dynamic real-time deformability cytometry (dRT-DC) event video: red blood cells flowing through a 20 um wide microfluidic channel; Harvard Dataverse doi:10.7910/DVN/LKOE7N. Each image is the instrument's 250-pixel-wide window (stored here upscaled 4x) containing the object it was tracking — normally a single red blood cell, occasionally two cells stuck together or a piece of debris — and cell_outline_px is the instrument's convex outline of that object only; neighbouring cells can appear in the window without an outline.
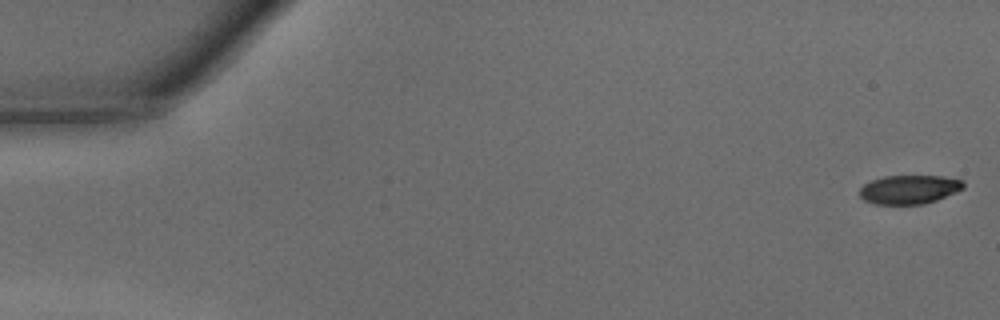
{"species": "common noctule bat (a hibernating species)", "species_latin": "Nyctalus noctula", "temperature_condition": "warm", "stored_images_in_passage": 47, "camera_frame_rate_fps": 3000, "um_per_image_px": 0.085, "animal": {"sex": "male", "body_mass_g": 15.6}, "frame": {"image": 1, "passage_image": 1, "time_ms": 0.0, "image_size_px": [1000, 320], "cell_outline_px": [[964, 188], [956, 192], [936, 200], [924, 204], [872, 204], [864, 200], [860, 196], [860, 188], [864, 184], [872, 180], [884, 176], [944, 176], [964, 180]], "centroid_in_image_um": [77.29, 16.1], "position_along_channel_um": 7.7, "area_um2": 17.51}}
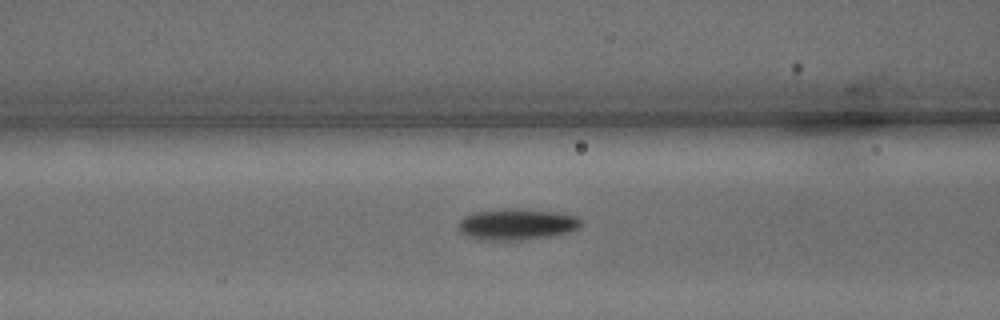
{"frame": {"image": 2, "passage_image": 19, "time_ms": 6.0, "image_size_px": [1000, 320], "cell_outline_px": [[580, 224], [576, 228], [568, 232], [548, 236], [520, 240], [508, 240], [468, 236], [460, 232], [460, 220], [464, 216], [472, 212], [508, 208], [516, 208], [552, 212], [576, 216], [580, 220]], "centroid_in_image_um": [43.91, 19.04], "position_along_channel_um": 122.7, "area_um2": 21.56}}
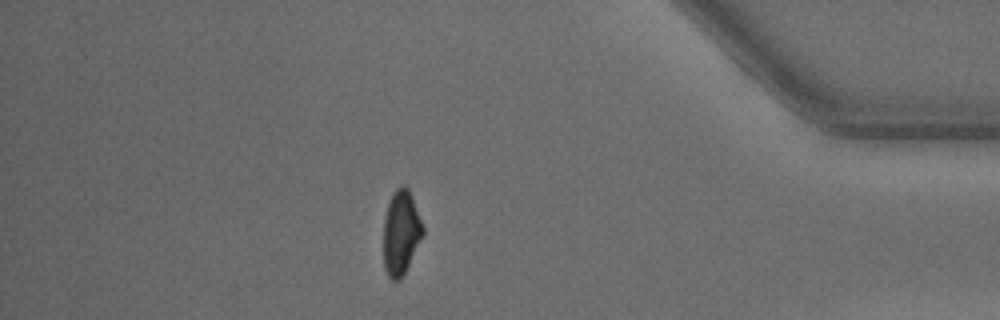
{"frame": {"image": 3, "passage_image": 41, "time_ms": 13.333, "image_size_px": [1000, 320], "cell_outline_px": [[424, 236], [400, 280], [392, 280], [388, 276], [384, 268], [384, 216], [392, 192], [400, 184], [404, 184], [408, 188], [412, 196], [424, 228]], "centroid_in_image_um": [34.09, 19.74], "position_along_channel_um": 401.1, "area_um2": 19.54}, "authors_computed_cell_mechanics": {"area_um2": 20.1722, "velocity_mm_per_s": 4.3153, "shape_relaxation_time_tau1_ms": 2.8696, "shape_relaxation_time_tau2_ms": 6.1612, "deformation_change_tau1": 0.1475, "deformation_change_tau2": 0.1469}}